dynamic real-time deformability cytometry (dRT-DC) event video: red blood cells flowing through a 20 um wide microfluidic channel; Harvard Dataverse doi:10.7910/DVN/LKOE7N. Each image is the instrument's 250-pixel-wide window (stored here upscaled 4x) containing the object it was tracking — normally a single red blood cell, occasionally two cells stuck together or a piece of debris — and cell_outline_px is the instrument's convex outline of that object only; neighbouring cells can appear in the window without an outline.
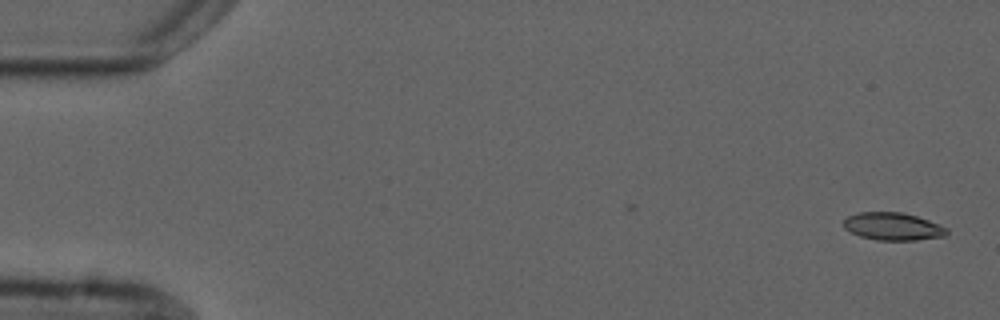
{"species": "common noctule bat (a hibernating species)", "species_latin": "Nyctalus noctula", "temperature_condition": "cold", "stored_images_in_passage": 2, "camera_frame_rate_fps": 3000, "um_per_image_px": 0.085, "animal": {"sex": "male", "forearm_length_mm": 52.5}, "frame": {"image": 1, "passage_image": 2, "time_ms": 2.333, "image_size_px": [1000, 320], "cell_outline_px": [[948, 236], [916, 240], [876, 240], [860, 236], [844, 228], [844, 220], [848, 216], [860, 212], [904, 212], [928, 220], [948, 228]], "centroid_in_image_um": [75.93, 19.25], "position_along_channel_um": 9.1, "area_um2": 16.65}}